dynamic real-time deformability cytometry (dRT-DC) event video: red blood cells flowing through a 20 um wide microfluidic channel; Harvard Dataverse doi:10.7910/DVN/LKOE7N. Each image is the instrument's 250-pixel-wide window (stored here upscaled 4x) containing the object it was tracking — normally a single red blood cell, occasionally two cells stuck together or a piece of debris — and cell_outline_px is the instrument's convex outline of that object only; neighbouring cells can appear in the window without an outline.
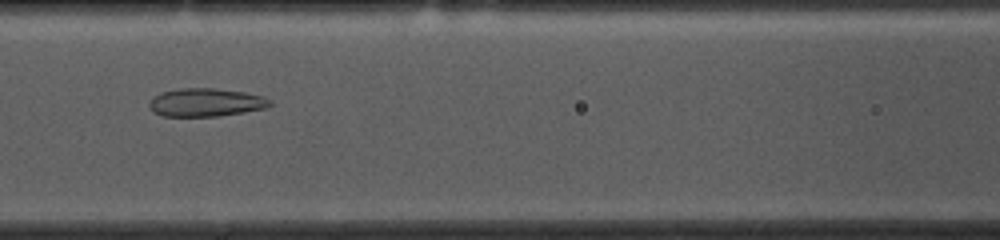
{"species": "common noctule bat (a hibernating species)", "species_latin": "Nyctalus noctula", "temperature_condition": "cold", "stored_images_in_passage": 52, "camera_frame_rate_fps": 3000, "um_per_image_px": 0.085, "animal": {"sex": "female", "body_mass_g": 10.0, "forearm_length_mm": 53.1}, "frame": {"image": 1, "passage_image": 21, "time_ms": 6.667, "image_size_px": [1000, 240], "cell_outline_px": [[272, 104], [264, 108], [244, 112], [220, 116], [160, 116], [152, 112], [148, 104], [152, 96], [160, 92], [180, 88], [216, 88], [244, 92], [264, 96], [272, 100]], "centroid_in_image_um": [17.46, 8.7], "position_along_channel_um": 149.1, "area_um2": 20.11}}
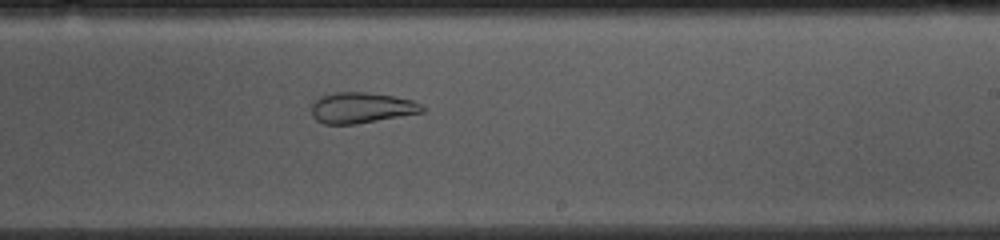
{"frame": {"image": 2, "passage_image": 30, "time_ms": 9.667, "image_size_px": [1000, 240], "cell_outline_px": [[428, 108], [424, 112], [356, 124], [324, 124], [316, 120], [312, 116], [312, 104], [320, 96], [332, 92], [368, 92], [392, 96], [412, 100]], "centroid_in_image_um": [30.72, 9.16], "position_along_channel_um": 258.3, "area_um2": 19.94}}
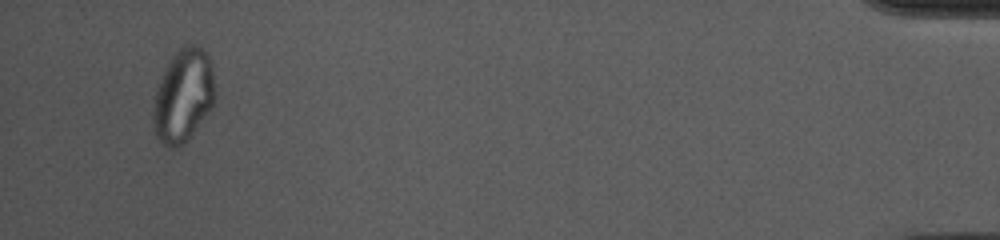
{"frame": {"image": 3, "passage_image": 50, "time_ms": 16.333, "image_size_px": [1000, 240], "cell_outline_px": [[216, 96], [212, 108], [192, 132], [176, 148], [168, 148], [156, 136], [152, 120], [152, 116], [156, 92], [160, 80], [172, 56], [184, 44], [196, 44], [204, 48], [212, 64], [216, 92]], "centroid_in_image_um": [15.61, 8.09], "position_along_channel_um": 419.6, "area_um2": 33.35}, "authors_computed_cell_mechanics": {"area_um2": 26.7036, "velocity_mm_per_s": 3.648, "shape_relaxation_time_tau1_ms": null, "shape_relaxation_time_tau2_ms": 1.1246, "deformation_change_tau1": null, "deformation_change_tau2": 0.0702}}